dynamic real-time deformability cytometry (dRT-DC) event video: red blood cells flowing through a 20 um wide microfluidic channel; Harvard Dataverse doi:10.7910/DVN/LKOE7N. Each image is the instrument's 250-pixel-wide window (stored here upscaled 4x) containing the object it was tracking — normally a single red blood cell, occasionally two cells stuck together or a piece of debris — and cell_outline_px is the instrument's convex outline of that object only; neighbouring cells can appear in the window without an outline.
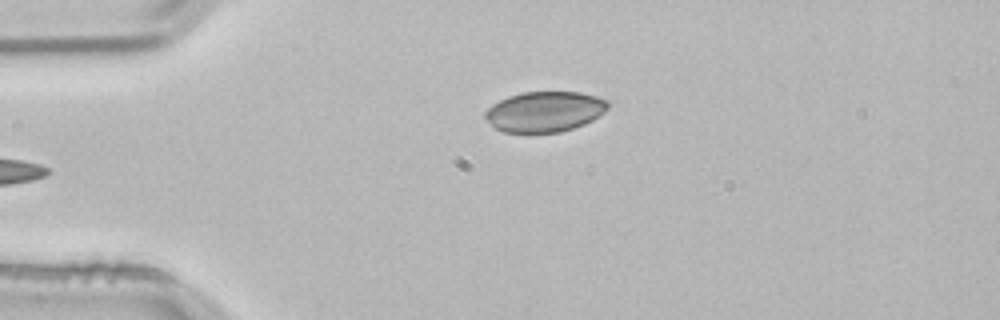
{"species": "common noctule bat (a hibernating species)", "species_latin": "Nyctalus noctula", "temperature_condition": "room temperature", "stored_images_in_passage": 4, "camera_frame_rate_fps": 3000, "um_per_image_px": 0.085, "animal": {"sex": "male", "body_mass_g": 21.5, "forearm_length_mm": 52.0}, "frame": {"image": 1, "passage_image": 4, "time_ms": 1.0, "image_size_px": [1000, 320], "cell_outline_px": [[608, 108], [600, 116], [584, 124], [560, 132], [504, 132], [496, 128], [484, 116], [484, 112], [492, 104], [508, 96], [520, 92], [580, 92], [596, 96], [608, 100]], "centroid_in_image_um": [46.31, 9.47], "position_along_channel_um": 38.7, "area_um2": 28.84}}